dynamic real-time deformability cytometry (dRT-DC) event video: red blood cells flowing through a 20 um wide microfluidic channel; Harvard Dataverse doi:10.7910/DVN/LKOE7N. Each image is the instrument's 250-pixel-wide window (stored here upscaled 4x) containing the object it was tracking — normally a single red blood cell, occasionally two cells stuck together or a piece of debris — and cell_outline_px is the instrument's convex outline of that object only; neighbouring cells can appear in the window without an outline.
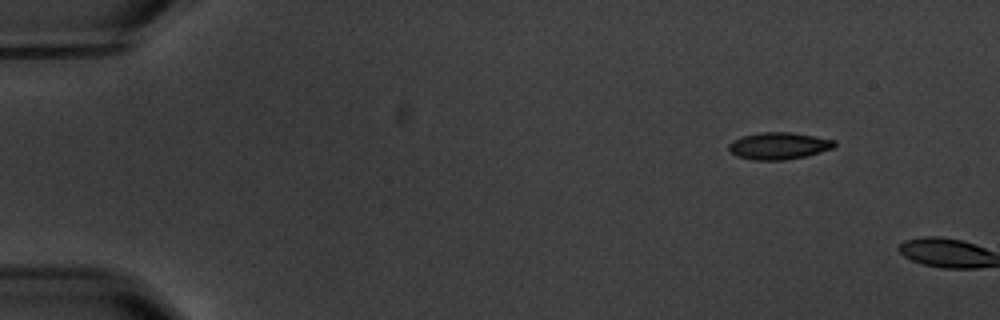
{"species": "common noctule bat (a hibernating species)", "species_latin": "Nyctalus noctula", "temperature_condition": "warm", "stored_images_in_passage": 2, "camera_frame_rate_fps": 3000, "um_per_image_px": 0.085, "animal": {"sex": "male", "body_mass_g": 20.1, "forearm_length_mm": 53.5}, "frame": {"image": 1, "passage_image": 1, "time_ms": 0.0, "image_size_px": [1000, 320], "cell_outline_px": [[836, 144], [832, 148], [804, 156], [784, 160], [756, 160], [736, 156], [728, 148], [728, 144], [732, 140], [744, 136], [760, 132], [792, 132], [836, 140]], "centroid_in_image_um": [66.18, 12.39], "position_along_channel_um": 18.8, "area_um2": 16.47}}